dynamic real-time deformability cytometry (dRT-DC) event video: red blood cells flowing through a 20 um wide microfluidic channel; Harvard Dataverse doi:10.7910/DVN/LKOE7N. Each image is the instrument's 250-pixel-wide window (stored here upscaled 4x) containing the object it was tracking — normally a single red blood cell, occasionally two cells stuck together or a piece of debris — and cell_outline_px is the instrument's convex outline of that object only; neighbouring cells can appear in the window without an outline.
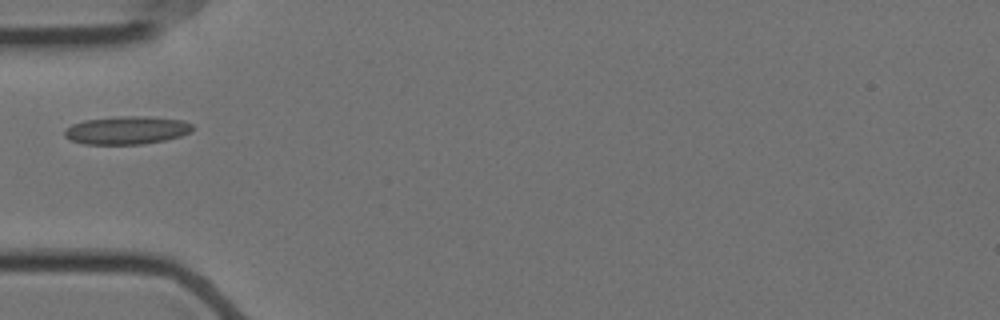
{"species": "Egyptian fruit bat (a non-hibernating species)", "species_latin": "Rousettus aegyptiacus", "temperature_condition": "cold", "stored_images_in_passage": 18, "camera_frame_rate_fps": 3000, "um_per_image_px": 0.085, "animal": {"sex": "female"}, "frame": {"image": 1, "passage_image": 1, "time_ms": 0.0, "image_size_px": [1000, 320], "cell_outline_px": [[192, 132], [180, 136], [164, 140], [144, 144], [84, 144], [72, 140], [64, 136], [64, 132], [72, 124], [84, 120], [120, 116], [148, 116], [184, 120], [192, 124]], "centroid_in_image_um": [10.8, 11.06], "position_along_channel_um": 74.2, "area_um2": 20.92}}
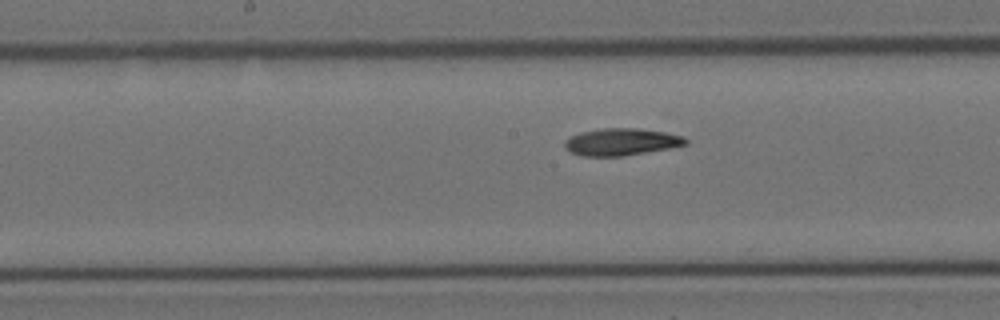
{"frame": {"image": 2, "passage_image": 8, "time_ms": 2.333, "image_size_px": [1000, 320], "cell_outline_px": [[688, 144], [672, 148], [620, 156], [580, 156], [564, 148], [564, 140], [580, 132], [604, 128], [636, 128], [664, 132], [684, 136], [688, 140]], "centroid_in_image_um": [52.82, 12.06], "position_along_channel_um": 195.4, "area_um2": 19.13}}